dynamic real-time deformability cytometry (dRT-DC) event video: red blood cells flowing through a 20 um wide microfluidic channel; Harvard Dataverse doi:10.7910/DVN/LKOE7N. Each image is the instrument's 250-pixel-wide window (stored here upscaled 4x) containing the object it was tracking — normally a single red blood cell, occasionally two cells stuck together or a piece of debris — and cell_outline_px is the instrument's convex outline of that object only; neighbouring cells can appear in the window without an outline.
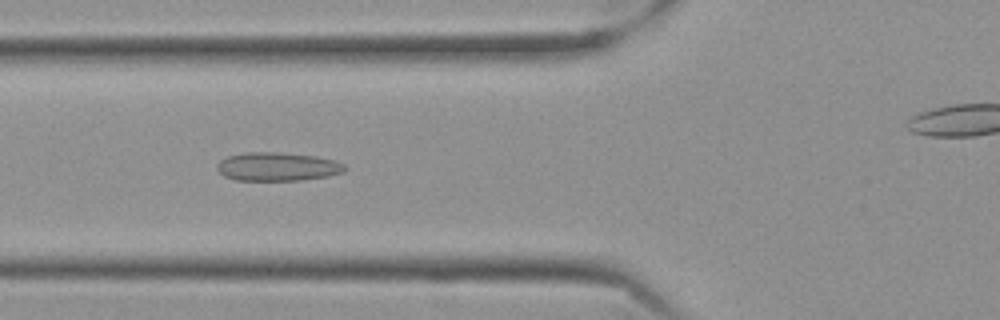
{"species": "Egyptian fruit bat (a non-hibernating species)", "species_latin": "Rousettus aegyptiacus", "temperature_condition": "cold", "stored_images_in_passage": 58, "camera_frame_rate_fps": 3000, "um_per_image_px": 0.085, "frame": {"image": 1, "passage_image": 21, "time_ms": 6.667, "image_size_px": [1000, 320], "cell_outline_px": [[348, 168], [344, 172], [328, 176], [300, 180], [236, 180], [224, 176], [216, 168], [216, 164], [220, 160], [228, 156], [244, 152], [280, 152], [312, 156], [336, 160], [344, 164]], "centroid_in_image_um": [23.58, 14.16], "position_along_channel_um": 102.2, "area_um2": 21.33}}
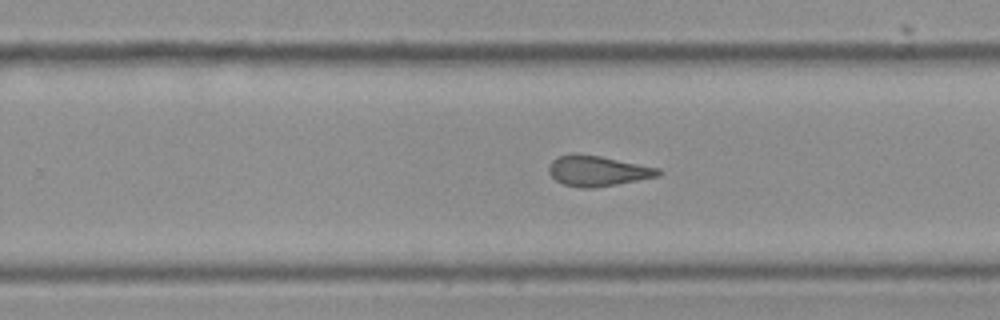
{"frame": {"image": 2, "passage_image": 36, "time_ms": 11.667, "image_size_px": [1000, 320], "cell_outline_px": [[660, 176], [616, 184], [592, 188], [580, 188], [564, 184], [556, 180], [548, 172], [548, 168], [552, 160], [556, 156], [600, 156], [660, 168]], "centroid_in_image_um": [50.82, 14.55], "position_along_channel_um": 279.0, "area_um2": 18.84}}
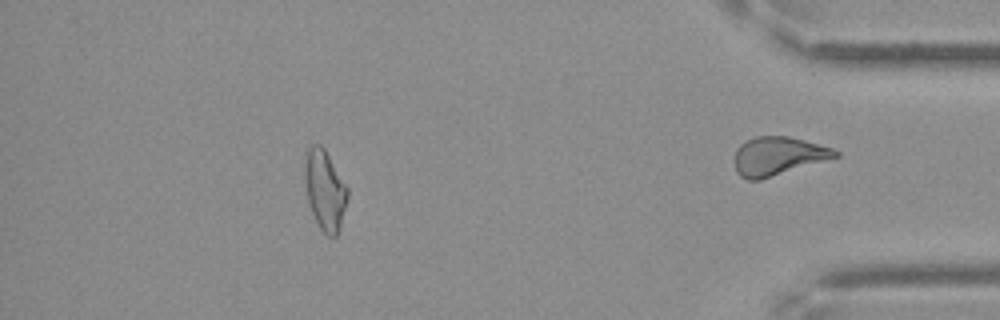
{"frame": {"image": 3, "passage_image": 51, "time_ms": 16.667, "image_size_px": [1000, 320], "cell_outline_px": [[348, 196], [340, 224], [336, 236], [328, 236], [320, 228], [308, 204], [304, 172], [304, 164], [308, 148], [312, 144], [320, 144], [324, 148], [348, 188]], "centroid_in_image_um": [27.6, 16.12], "position_along_channel_um": 407.6, "area_um2": 19.59}, "authors_computed_cell_mechanics": {"area_um2": 20.5479, "velocity_mm_per_s": 3.5246, "shape_relaxation_time_tau1_ms": null, "shape_relaxation_time_tau2_ms": 2.354, "deformation_change_tau1": null, "deformation_change_tau2": 0.1016}}